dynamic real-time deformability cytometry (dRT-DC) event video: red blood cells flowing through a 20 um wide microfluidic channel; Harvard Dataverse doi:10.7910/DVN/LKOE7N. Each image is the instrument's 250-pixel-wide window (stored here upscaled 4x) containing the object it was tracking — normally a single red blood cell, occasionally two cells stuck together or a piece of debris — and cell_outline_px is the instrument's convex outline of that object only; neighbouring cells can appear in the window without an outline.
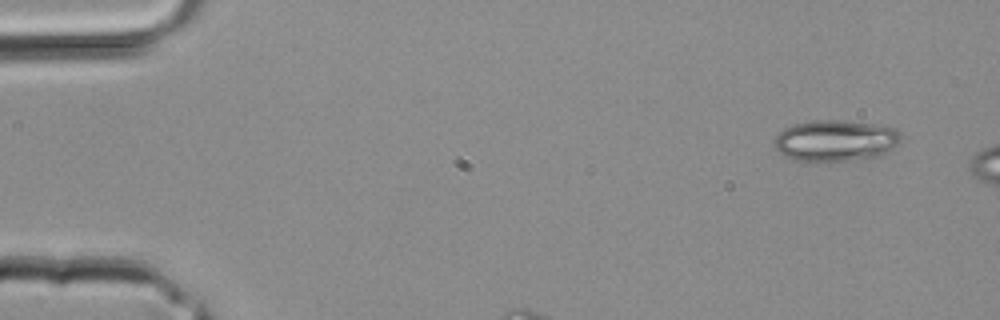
{"species": "common noctule bat (a hibernating species)", "species_latin": "Nyctalus noctula", "temperature_condition": "room temperature", "stored_images_in_passage": 3, "camera_frame_rate_fps": 3000, "um_per_image_px": 0.085, "animal": {"sex": "male", "body_mass_g": 20.4}, "frame": {"image": 1, "passage_image": 1, "time_ms": 0.0, "image_size_px": [1000, 320], "cell_outline_px": [[904, 136], [892, 148], [880, 156], [848, 160], [796, 160], [784, 156], [776, 148], [776, 136], [784, 128], [792, 124], [812, 120], [840, 120], [872, 124], [896, 128]], "centroid_in_image_um": [71.04, 11.93], "position_along_channel_um": 14.0, "area_um2": 30.11}}